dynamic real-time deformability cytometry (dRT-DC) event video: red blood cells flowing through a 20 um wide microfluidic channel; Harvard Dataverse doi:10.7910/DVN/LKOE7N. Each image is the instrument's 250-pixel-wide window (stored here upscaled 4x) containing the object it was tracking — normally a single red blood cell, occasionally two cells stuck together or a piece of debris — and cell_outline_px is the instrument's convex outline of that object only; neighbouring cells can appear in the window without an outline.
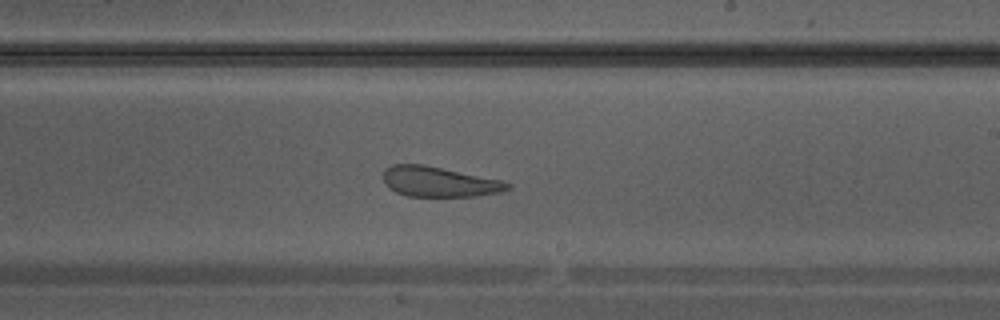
{"species": "Egyptian fruit bat (a non-hibernating species)", "species_latin": "Rousettus aegyptiacus", "temperature_condition": "warm", "stored_images_in_passage": 35, "camera_frame_rate_fps": 3000, "um_per_image_px": 0.085, "animal": {"sex": "male"}, "frame": {"image": 1, "passage_image": 20, "time_ms": 6.333, "image_size_px": [1000, 320], "cell_outline_px": [[512, 188], [500, 192], [476, 196], [408, 196], [396, 192], [388, 188], [384, 180], [384, 168], [392, 164], [424, 164], [500, 180], [512, 184]], "centroid_in_image_um": [37.31, 15.45], "position_along_channel_um": 251.7, "area_um2": 21.79}}